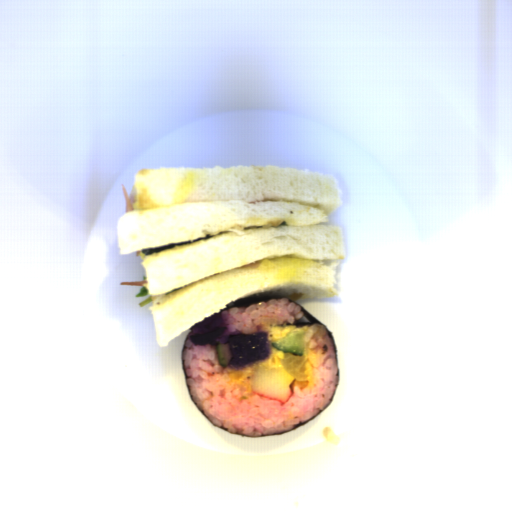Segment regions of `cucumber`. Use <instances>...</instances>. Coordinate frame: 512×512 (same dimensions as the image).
<instances>
[{
	"instance_id": "8b760119",
	"label": "cucumber",
	"mask_w": 512,
	"mask_h": 512,
	"mask_svg": "<svg viewBox=\"0 0 512 512\" xmlns=\"http://www.w3.org/2000/svg\"><path fill=\"white\" fill-rule=\"evenodd\" d=\"M304 345V329H295L271 344L273 348H276L283 353H291L296 356H303Z\"/></svg>"
},
{
	"instance_id": "586b57bf",
	"label": "cucumber",
	"mask_w": 512,
	"mask_h": 512,
	"mask_svg": "<svg viewBox=\"0 0 512 512\" xmlns=\"http://www.w3.org/2000/svg\"><path fill=\"white\" fill-rule=\"evenodd\" d=\"M217 362L220 366L226 367L230 365L231 352L228 343L215 344Z\"/></svg>"
}]
</instances>
